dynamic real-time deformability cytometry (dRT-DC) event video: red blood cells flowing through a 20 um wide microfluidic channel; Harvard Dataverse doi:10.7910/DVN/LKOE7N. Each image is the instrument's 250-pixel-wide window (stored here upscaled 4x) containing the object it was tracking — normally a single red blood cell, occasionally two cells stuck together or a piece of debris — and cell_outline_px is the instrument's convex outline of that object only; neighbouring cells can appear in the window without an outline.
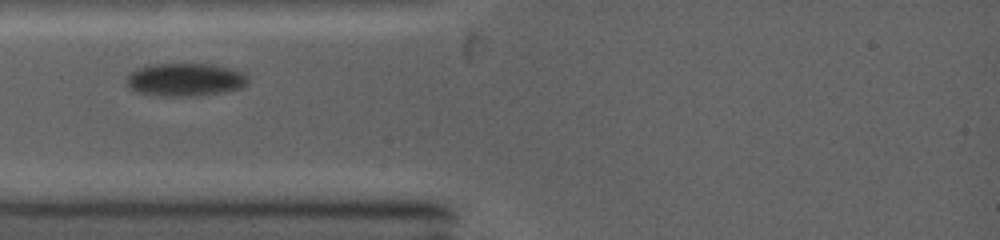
{"species": "common noctule bat (a hibernating species)", "species_latin": "Nyctalus noctula", "temperature_condition": "warm", "stored_images_in_passage": 3, "camera_frame_rate_fps": 5000, "um_per_image_px": 0.085, "animal": {"sex": "female", "body_mass_g": 19.0, "forearm_length_mm": 53.3}, "frame": {"image": 1, "passage_image": 1, "time_ms": 0.0, "image_size_px": [1000, 240], "cell_outline_px": [[244, 84], [236, 88], [216, 92], [140, 92], [132, 88], [128, 84], [128, 76], [136, 68], [144, 64], [212, 64], [232, 68], [240, 72], [244, 76]], "centroid_in_image_um": [15.69, 6.65], "position_along_channel_um": 69.3, "area_um2": 21.04}}